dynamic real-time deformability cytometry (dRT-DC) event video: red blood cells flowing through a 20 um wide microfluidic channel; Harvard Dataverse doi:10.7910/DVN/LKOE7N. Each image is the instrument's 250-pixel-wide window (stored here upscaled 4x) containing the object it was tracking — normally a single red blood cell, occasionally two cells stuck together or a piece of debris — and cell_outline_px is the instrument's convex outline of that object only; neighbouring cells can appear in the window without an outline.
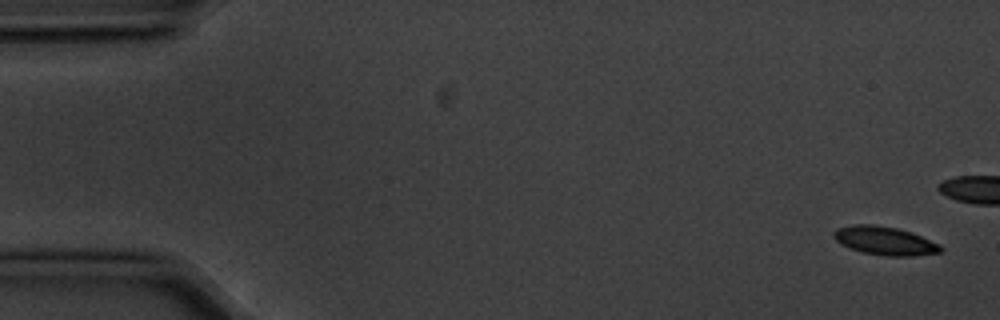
{"species": "common noctule bat (a hibernating species)", "species_latin": "Nyctalus noctula", "temperature_condition": "cold", "stored_images_in_passage": 6, "camera_frame_rate_fps": 3000, "um_per_image_px": 0.085, "animal": {"sex": "male", "body_mass_g": 20.1, "forearm_length_mm": 53.5}, "frame": {"image": 1, "passage_image": 1, "time_ms": 0.0, "image_size_px": [1000, 320], "cell_outline_px": [[944, 248], [940, 252], [912, 256], [888, 256], [864, 252], [840, 244], [832, 236], [832, 232], [836, 228], [852, 224], [872, 224], [900, 228], [912, 232], [940, 244]], "centroid_in_image_um": [75.2, 20.44], "position_along_channel_um": 9.8, "area_um2": 17.86}}